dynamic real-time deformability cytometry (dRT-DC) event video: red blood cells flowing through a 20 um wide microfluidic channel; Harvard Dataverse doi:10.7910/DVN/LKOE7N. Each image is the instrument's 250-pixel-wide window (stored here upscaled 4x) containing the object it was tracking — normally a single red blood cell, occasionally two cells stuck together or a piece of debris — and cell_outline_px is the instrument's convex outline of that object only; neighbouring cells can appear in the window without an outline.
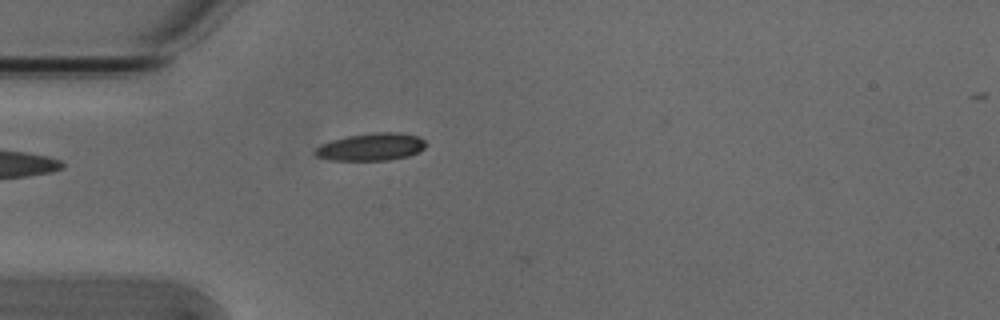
{"species": "Egyptian fruit bat (a non-hibernating species)", "species_latin": "Rousettus aegyptiacus", "temperature_condition": "cold", "stored_images_in_passage": 3, "camera_frame_rate_fps": 3000, "um_per_image_px": 0.085, "animal": {"sex": "male"}, "frame": {"image": 1, "passage_image": 3, "time_ms": 0.667, "image_size_px": [1000, 320], "cell_outline_px": [[428, 144], [420, 152], [408, 156], [388, 160], [328, 160], [316, 156], [312, 152], [320, 144], [332, 140], [348, 136], [376, 132], [400, 132], [416, 136], [424, 140]], "centroid_in_image_um": [31.55, 12.49], "position_along_channel_um": 53.5, "area_um2": 17.86}}